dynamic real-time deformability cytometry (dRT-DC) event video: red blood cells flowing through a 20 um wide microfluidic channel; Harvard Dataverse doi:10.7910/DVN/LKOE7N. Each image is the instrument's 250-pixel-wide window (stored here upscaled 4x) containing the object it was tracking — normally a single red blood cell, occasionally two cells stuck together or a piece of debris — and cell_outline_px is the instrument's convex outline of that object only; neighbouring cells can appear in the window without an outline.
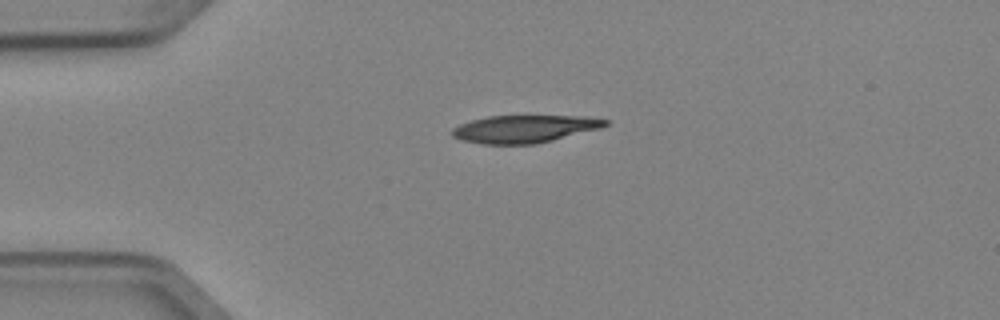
{"species": "Egyptian fruit bat (a non-hibernating species)", "species_latin": "Rousettus aegyptiacus", "temperature_condition": "cold", "stored_images_in_passage": 2, "camera_frame_rate_fps": 3000, "um_per_image_px": 0.085, "animal": {"sex": "female"}, "frame": {"image": 1, "passage_image": 1, "time_ms": 0.0, "image_size_px": [1000, 320], "cell_outline_px": [[608, 124], [600, 128], [536, 144], [484, 144], [460, 140], [452, 136], [452, 128], [460, 124], [472, 120], [488, 116], [588, 116], [608, 120]], "centroid_in_image_um": [44.56, 10.95], "position_along_channel_um": 40.4, "area_um2": 24.51}}